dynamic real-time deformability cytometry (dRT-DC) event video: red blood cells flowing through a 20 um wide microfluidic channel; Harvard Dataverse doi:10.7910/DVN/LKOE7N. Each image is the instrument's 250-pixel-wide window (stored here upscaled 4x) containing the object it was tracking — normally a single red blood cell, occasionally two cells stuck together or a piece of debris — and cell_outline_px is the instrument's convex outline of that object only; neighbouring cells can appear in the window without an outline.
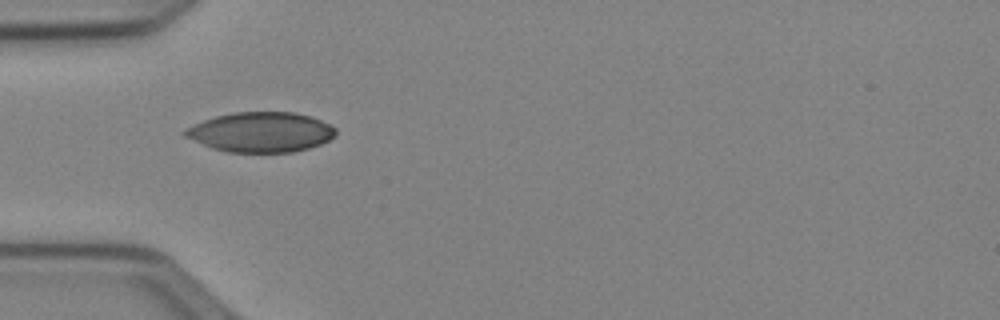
{"species": "Egyptian fruit bat (a non-hibernating species)", "species_latin": "Rousettus aegyptiacus", "temperature_condition": "cold", "stored_images_in_passage": 4, "camera_frame_rate_fps": 3000, "um_per_image_px": 0.085, "animal": {"sex": "female"}, "frame": {"image": 1, "passage_image": 1, "time_ms": 0.0, "image_size_px": [1000, 320], "cell_outline_px": [[336, 136], [320, 144], [308, 148], [292, 152], [228, 152], [212, 148], [184, 136], [180, 132], [184, 128], [204, 120], [216, 116], [236, 112], [296, 112], [332, 124], [336, 128]], "centroid_in_image_um": [22.17, 11.23], "position_along_channel_um": 62.8, "area_um2": 35.14}}